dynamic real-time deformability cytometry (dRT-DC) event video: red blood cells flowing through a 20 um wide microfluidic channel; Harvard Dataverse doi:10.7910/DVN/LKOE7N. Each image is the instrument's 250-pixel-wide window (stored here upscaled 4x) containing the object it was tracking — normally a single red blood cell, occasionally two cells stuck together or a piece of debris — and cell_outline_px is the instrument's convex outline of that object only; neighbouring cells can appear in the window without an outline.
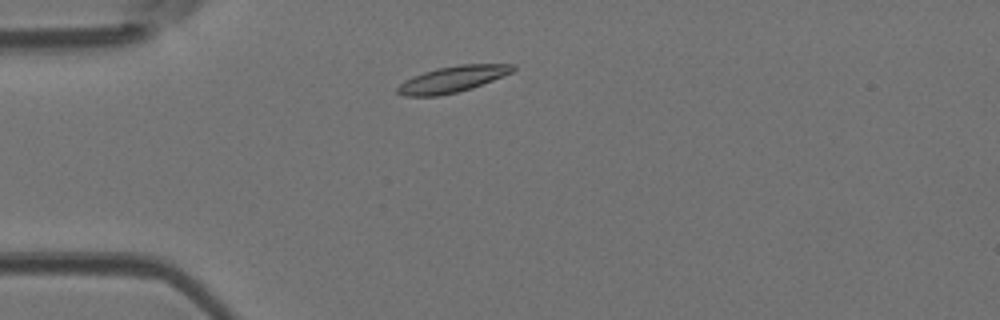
{"species": "Egyptian fruit bat (a non-hibernating species)", "species_latin": "Rousettus aegyptiacus", "temperature_condition": "room temperature", "stored_images_in_passage": 2, "camera_frame_rate_fps": 3000, "um_per_image_px": 0.085, "animal": {"sex": "female"}, "frame": {"image": 1, "passage_image": 2, "time_ms": 0.333, "image_size_px": [1000, 320], "cell_outline_px": [[516, 68], [512, 72], [472, 88], [456, 92], [436, 96], [404, 96], [396, 92], [396, 88], [404, 80], [412, 76], [436, 68], [460, 64], [516, 64]], "centroid_in_image_um": [38.43, 6.72], "position_along_channel_um": 46.6, "area_um2": 17.57}}